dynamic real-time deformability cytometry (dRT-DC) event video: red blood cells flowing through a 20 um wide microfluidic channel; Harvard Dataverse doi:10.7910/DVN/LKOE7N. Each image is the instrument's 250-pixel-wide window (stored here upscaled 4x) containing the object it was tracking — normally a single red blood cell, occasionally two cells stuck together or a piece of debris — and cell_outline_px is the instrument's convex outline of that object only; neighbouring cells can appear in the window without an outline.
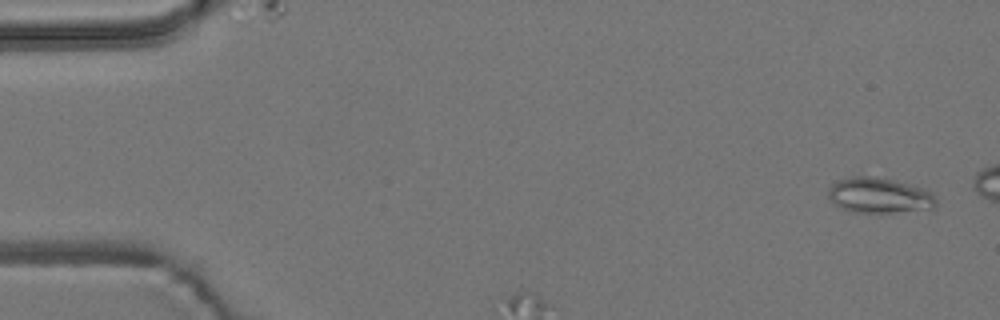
{"species": "common noctule bat (a hibernating species)", "species_latin": "Nyctalus noctula", "temperature_condition": "room temperature", "stored_images_in_passage": 9, "camera_frame_rate_fps": 3000, "um_per_image_px": 0.085, "animal": {"sex": "male", "body_mass_g": 19.2, "forearm_length_mm": 51.8}, "frame": {"image": 1, "passage_image": 1, "time_ms": 0.0, "image_size_px": [1000, 320], "cell_outline_px": [[936, 208], [892, 212], [852, 212], [840, 208], [832, 204], [828, 196], [828, 188], [836, 180], [852, 176], [872, 176], [892, 180], [924, 188], [932, 192], [936, 200]], "centroid_in_image_um": [74.69, 16.61], "position_along_channel_um": 10.3, "area_um2": 22.37}}
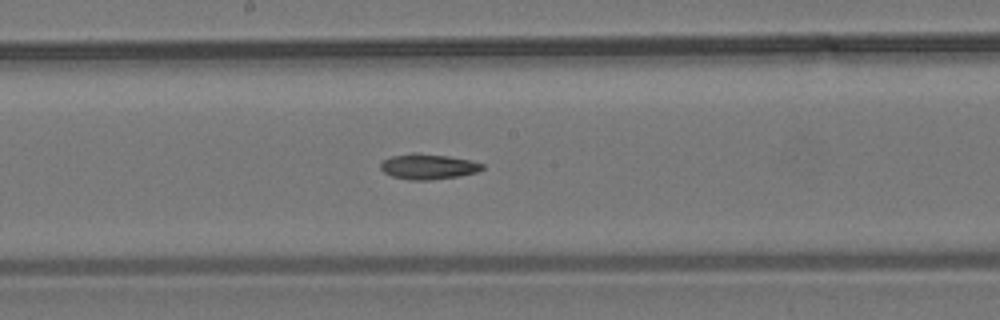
{"frame": {"image": 2, "passage_image": 9, "time_ms": 9.0, "image_size_px": [1000, 320], "cell_outline_px": [[484, 168], [476, 172], [456, 176], [428, 180], [408, 180], [392, 176], [384, 172], [380, 168], [380, 164], [384, 160], [392, 156], [412, 152], [416, 152], [448, 156], [468, 160], [484, 164]], "centroid_in_image_um": [36.35, 14.15], "position_along_channel_um": 211.8, "area_um2": 14.91}}